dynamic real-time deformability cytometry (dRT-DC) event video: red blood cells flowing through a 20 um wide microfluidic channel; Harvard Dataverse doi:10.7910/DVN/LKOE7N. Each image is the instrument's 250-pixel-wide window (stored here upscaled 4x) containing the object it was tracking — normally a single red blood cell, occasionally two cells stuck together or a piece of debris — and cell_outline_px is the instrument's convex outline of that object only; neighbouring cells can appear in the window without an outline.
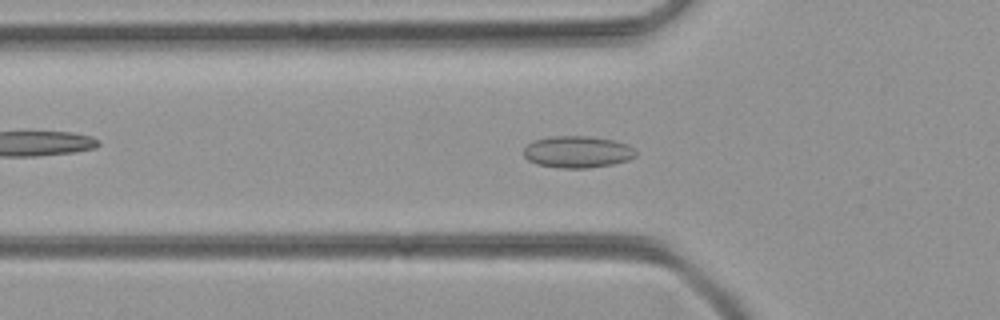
{"species": "common noctule bat (a hibernating species)", "species_latin": "Nyctalus noctula", "temperature_condition": "room temperature", "stored_images_in_passage": 49, "camera_frame_rate_fps": 3000, "um_per_image_px": 0.085, "animal": {"sex": "female", "body_mass_g": 21.9}, "frame": {"image": 1, "passage_image": 16, "time_ms": 5.0, "image_size_px": [1000, 320], "cell_outline_px": [[636, 156], [628, 160], [612, 164], [588, 168], [556, 168], [536, 164], [528, 160], [524, 156], [524, 148], [532, 140], [552, 136], [588, 136], [612, 140], [628, 144], [636, 152]], "centroid_in_image_um": [49.05, 12.91], "position_along_channel_um": 76.7, "area_um2": 20.87}}
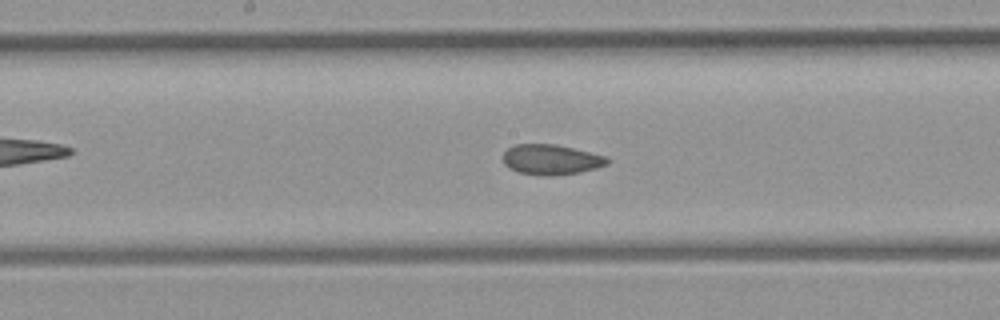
{"frame": {"image": 2, "passage_image": 25, "time_ms": 8.0, "image_size_px": [1000, 320], "cell_outline_px": [[608, 164], [596, 168], [580, 172], [552, 176], [540, 176], [520, 172], [508, 168], [504, 164], [504, 152], [512, 144], [556, 144], [608, 156]], "centroid_in_image_um": [46.84, 13.56], "position_along_channel_um": 201.4, "area_um2": 18.5}}
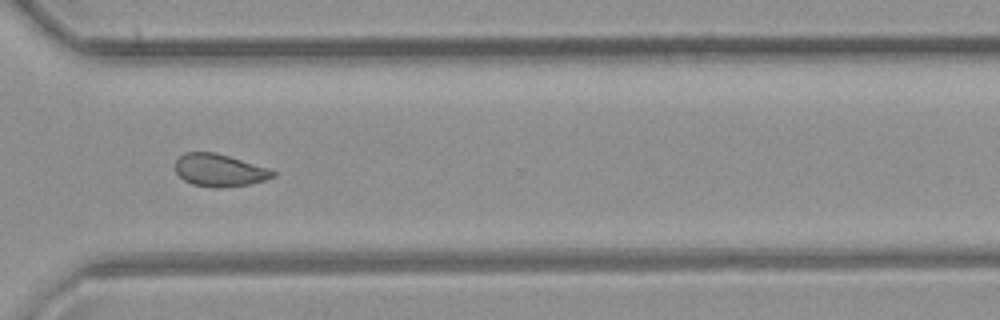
{"frame": {"image": 3, "passage_image": 36, "time_ms": 11.667, "image_size_px": [1000, 320], "cell_outline_px": [[276, 176], [264, 180], [248, 184], [220, 188], [212, 188], [192, 184], [184, 180], [176, 172], [176, 160], [184, 152], [216, 152], [268, 168], [276, 172]], "centroid_in_image_um": [18.64, 14.47], "position_along_channel_um": 352.0, "area_um2": 18.44}}